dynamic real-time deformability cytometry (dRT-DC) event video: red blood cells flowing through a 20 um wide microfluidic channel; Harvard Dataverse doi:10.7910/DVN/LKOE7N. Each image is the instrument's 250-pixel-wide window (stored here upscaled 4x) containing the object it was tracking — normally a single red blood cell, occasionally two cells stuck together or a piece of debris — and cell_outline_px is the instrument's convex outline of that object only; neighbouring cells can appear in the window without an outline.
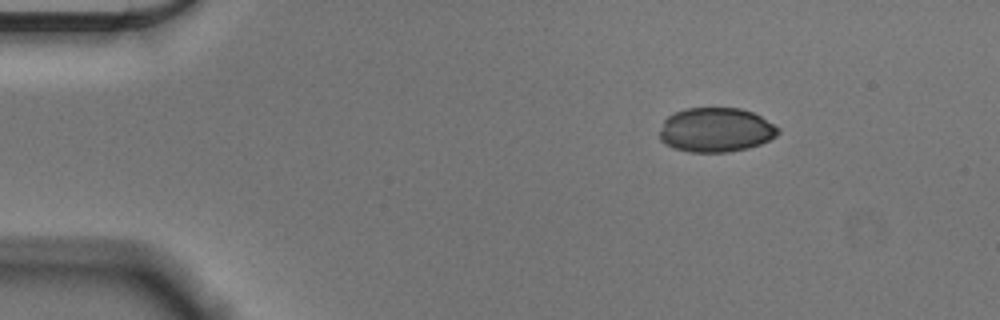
{"species": "Egyptian fruit bat (a non-hibernating species)", "species_latin": "Rousettus aegyptiacus", "temperature_condition": "cold", "stored_images_in_passage": 48, "camera_frame_rate_fps": 3000, "um_per_image_px": 0.085, "animal": {"sex": "male"}, "frame": {"image": 1, "passage_image": 1, "time_ms": 0.0, "image_size_px": [1000, 320], "cell_outline_px": [[780, 132], [776, 136], [760, 144], [748, 148], [728, 152], [688, 152], [672, 148], [664, 144], [660, 140], [660, 132], [664, 120], [672, 112], [684, 108], [740, 108], [752, 112], [760, 116], [780, 128]], "centroid_in_image_um": [60.82, 11.04], "position_along_channel_um": 24.2, "area_um2": 30.87}}
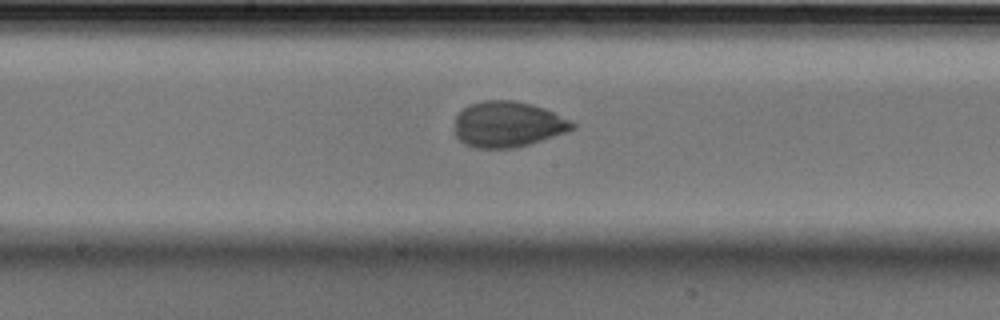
{"frame": {"image": 2, "passage_image": 22, "time_ms": 7.0, "image_size_px": [1000, 320], "cell_outline_px": [[576, 128], [568, 132], [516, 148], [476, 148], [464, 144], [456, 136], [456, 116], [464, 108], [472, 104], [484, 100], [512, 100], [532, 104], [544, 108], [572, 120], [576, 124]], "centroid_in_image_um": [43.21, 10.57], "position_along_channel_um": 205.0, "area_um2": 31.44}}
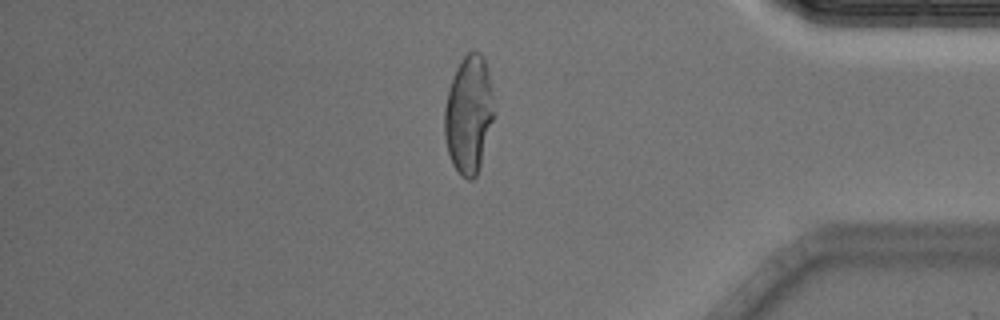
{"frame": {"image": 3, "passage_image": 40, "time_ms": 13.0, "image_size_px": [1000, 320], "cell_outline_px": [[492, 120], [480, 168], [476, 176], [472, 180], [468, 180], [460, 176], [452, 164], [448, 152], [444, 136], [444, 108], [448, 92], [456, 68], [464, 56], [468, 52], [480, 52], [484, 56], [488, 72], [492, 96]], "centroid_in_image_um": [39.82, 9.77], "position_along_channel_um": 395.4, "area_um2": 33.64}}